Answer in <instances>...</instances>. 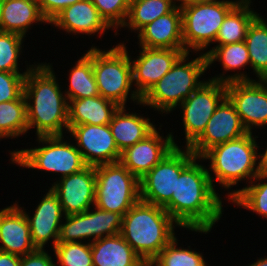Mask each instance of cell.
Wrapping results in <instances>:
<instances>
[{
    "label": "cell",
    "instance_id": "obj_41",
    "mask_svg": "<svg viewBox=\"0 0 267 266\" xmlns=\"http://www.w3.org/2000/svg\"><path fill=\"white\" fill-rule=\"evenodd\" d=\"M21 256L0 251V266H20Z\"/></svg>",
    "mask_w": 267,
    "mask_h": 266
},
{
    "label": "cell",
    "instance_id": "obj_39",
    "mask_svg": "<svg viewBox=\"0 0 267 266\" xmlns=\"http://www.w3.org/2000/svg\"><path fill=\"white\" fill-rule=\"evenodd\" d=\"M81 0H38L39 9L49 23L63 9Z\"/></svg>",
    "mask_w": 267,
    "mask_h": 266
},
{
    "label": "cell",
    "instance_id": "obj_42",
    "mask_svg": "<svg viewBox=\"0 0 267 266\" xmlns=\"http://www.w3.org/2000/svg\"><path fill=\"white\" fill-rule=\"evenodd\" d=\"M258 157H261L259 162L261 172L267 174V148L265 150V153L258 155Z\"/></svg>",
    "mask_w": 267,
    "mask_h": 266
},
{
    "label": "cell",
    "instance_id": "obj_20",
    "mask_svg": "<svg viewBox=\"0 0 267 266\" xmlns=\"http://www.w3.org/2000/svg\"><path fill=\"white\" fill-rule=\"evenodd\" d=\"M138 37L141 47L184 49L180 6L144 26Z\"/></svg>",
    "mask_w": 267,
    "mask_h": 266
},
{
    "label": "cell",
    "instance_id": "obj_30",
    "mask_svg": "<svg viewBox=\"0 0 267 266\" xmlns=\"http://www.w3.org/2000/svg\"><path fill=\"white\" fill-rule=\"evenodd\" d=\"M175 7L176 2L172 0H131L128 20L123 27L140 31L155 19L170 13Z\"/></svg>",
    "mask_w": 267,
    "mask_h": 266
},
{
    "label": "cell",
    "instance_id": "obj_17",
    "mask_svg": "<svg viewBox=\"0 0 267 266\" xmlns=\"http://www.w3.org/2000/svg\"><path fill=\"white\" fill-rule=\"evenodd\" d=\"M58 196L64 216L80 214L95 205L96 172L95 166H87L80 172L61 177L51 187Z\"/></svg>",
    "mask_w": 267,
    "mask_h": 266
},
{
    "label": "cell",
    "instance_id": "obj_21",
    "mask_svg": "<svg viewBox=\"0 0 267 266\" xmlns=\"http://www.w3.org/2000/svg\"><path fill=\"white\" fill-rule=\"evenodd\" d=\"M62 212L59 198L51 188L36 207L31 219L25 212L30 226L31 240L36 248L43 249L51 238L54 239L53 246L57 244L61 227L60 219L64 214Z\"/></svg>",
    "mask_w": 267,
    "mask_h": 266
},
{
    "label": "cell",
    "instance_id": "obj_12",
    "mask_svg": "<svg viewBox=\"0 0 267 266\" xmlns=\"http://www.w3.org/2000/svg\"><path fill=\"white\" fill-rule=\"evenodd\" d=\"M225 98L226 83L209 79L181 103L186 148L202 135L210 117Z\"/></svg>",
    "mask_w": 267,
    "mask_h": 266
},
{
    "label": "cell",
    "instance_id": "obj_11",
    "mask_svg": "<svg viewBox=\"0 0 267 266\" xmlns=\"http://www.w3.org/2000/svg\"><path fill=\"white\" fill-rule=\"evenodd\" d=\"M195 157L189 148L174 147L140 179V200L164 208L175 192L176 177Z\"/></svg>",
    "mask_w": 267,
    "mask_h": 266
},
{
    "label": "cell",
    "instance_id": "obj_1",
    "mask_svg": "<svg viewBox=\"0 0 267 266\" xmlns=\"http://www.w3.org/2000/svg\"><path fill=\"white\" fill-rule=\"evenodd\" d=\"M195 157L176 177L175 192L164 207L176 225L192 231L210 232L222 216V201L213 188V178Z\"/></svg>",
    "mask_w": 267,
    "mask_h": 266
},
{
    "label": "cell",
    "instance_id": "obj_27",
    "mask_svg": "<svg viewBox=\"0 0 267 266\" xmlns=\"http://www.w3.org/2000/svg\"><path fill=\"white\" fill-rule=\"evenodd\" d=\"M250 0H241L225 17L215 42L217 46L237 43L245 40L252 21L259 15L250 10Z\"/></svg>",
    "mask_w": 267,
    "mask_h": 266
},
{
    "label": "cell",
    "instance_id": "obj_4",
    "mask_svg": "<svg viewBox=\"0 0 267 266\" xmlns=\"http://www.w3.org/2000/svg\"><path fill=\"white\" fill-rule=\"evenodd\" d=\"M256 143L252 132H247L239 138L210 148L200 158L211 160L210 168L215 174V179L226 189L243 179H267V174L261 172L259 162L256 166Z\"/></svg>",
    "mask_w": 267,
    "mask_h": 266
},
{
    "label": "cell",
    "instance_id": "obj_25",
    "mask_svg": "<svg viewBox=\"0 0 267 266\" xmlns=\"http://www.w3.org/2000/svg\"><path fill=\"white\" fill-rule=\"evenodd\" d=\"M109 127L120 152L143 140L155 129L150 119L137 116L136 113H125V106L118 108Z\"/></svg>",
    "mask_w": 267,
    "mask_h": 266
},
{
    "label": "cell",
    "instance_id": "obj_43",
    "mask_svg": "<svg viewBox=\"0 0 267 266\" xmlns=\"http://www.w3.org/2000/svg\"><path fill=\"white\" fill-rule=\"evenodd\" d=\"M250 266H267V257L258 259L255 263L251 264Z\"/></svg>",
    "mask_w": 267,
    "mask_h": 266
},
{
    "label": "cell",
    "instance_id": "obj_31",
    "mask_svg": "<svg viewBox=\"0 0 267 266\" xmlns=\"http://www.w3.org/2000/svg\"><path fill=\"white\" fill-rule=\"evenodd\" d=\"M26 105L23 93L16 100L0 103V138L18 137L28 131Z\"/></svg>",
    "mask_w": 267,
    "mask_h": 266
},
{
    "label": "cell",
    "instance_id": "obj_38",
    "mask_svg": "<svg viewBox=\"0 0 267 266\" xmlns=\"http://www.w3.org/2000/svg\"><path fill=\"white\" fill-rule=\"evenodd\" d=\"M31 69L22 74L0 71V103L16 100L23 93L24 79Z\"/></svg>",
    "mask_w": 267,
    "mask_h": 266
},
{
    "label": "cell",
    "instance_id": "obj_23",
    "mask_svg": "<svg viewBox=\"0 0 267 266\" xmlns=\"http://www.w3.org/2000/svg\"><path fill=\"white\" fill-rule=\"evenodd\" d=\"M68 126L75 125H108L120 107L115 102L93 96L77 100H69Z\"/></svg>",
    "mask_w": 267,
    "mask_h": 266
},
{
    "label": "cell",
    "instance_id": "obj_48",
    "mask_svg": "<svg viewBox=\"0 0 267 266\" xmlns=\"http://www.w3.org/2000/svg\"><path fill=\"white\" fill-rule=\"evenodd\" d=\"M141 266H153L152 262H143Z\"/></svg>",
    "mask_w": 267,
    "mask_h": 266
},
{
    "label": "cell",
    "instance_id": "obj_13",
    "mask_svg": "<svg viewBox=\"0 0 267 266\" xmlns=\"http://www.w3.org/2000/svg\"><path fill=\"white\" fill-rule=\"evenodd\" d=\"M97 211H87L80 214L65 216L66 223L61 224L57 243L80 242L84 238L98 239L120 234L122 216L95 207ZM105 234V236H104ZM79 239V240H78Z\"/></svg>",
    "mask_w": 267,
    "mask_h": 266
},
{
    "label": "cell",
    "instance_id": "obj_8",
    "mask_svg": "<svg viewBox=\"0 0 267 266\" xmlns=\"http://www.w3.org/2000/svg\"><path fill=\"white\" fill-rule=\"evenodd\" d=\"M47 146L11 152L13 163L22 167L61 173V177L80 172L88 165L74 145L63 142V135L38 136ZM49 144V145H48Z\"/></svg>",
    "mask_w": 267,
    "mask_h": 266
},
{
    "label": "cell",
    "instance_id": "obj_36",
    "mask_svg": "<svg viewBox=\"0 0 267 266\" xmlns=\"http://www.w3.org/2000/svg\"><path fill=\"white\" fill-rule=\"evenodd\" d=\"M22 41L23 36L20 34L0 31V71L20 73L18 57Z\"/></svg>",
    "mask_w": 267,
    "mask_h": 266
},
{
    "label": "cell",
    "instance_id": "obj_16",
    "mask_svg": "<svg viewBox=\"0 0 267 266\" xmlns=\"http://www.w3.org/2000/svg\"><path fill=\"white\" fill-rule=\"evenodd\" d=\"M246 133L239 114L226 97L210 117L202 135L189 149L196 157H201L210 148L239 138Z\"/></svg>",
    "mask_w": 267,
    "mask_h": 266
},
{
    "label": "cell",
    "instance_id": "obj_5",
    "mask_svg": "<svg viewBox=\"0 0 267 266\" xmlns=\"http://www.w3.org/2000/svg\"><path fill=\"white\" fill-rule=\"evenodd\" d=\"M189 53H185L174 66L141 98L143 105L157 108L161 112H170L178 104L198 89L204 82L198 81L208 68L204 54L186 62Z\"/></svg>",
    "mask_w": 267,
    "mask_h": 266
},
{
    "label": "cell",
    "instance_id": "obj_15",
    "mask_svg": "<svg viewBox=\"0 0 267 266\" xmlns=\"http://www.w3.org/2000/svg\"><path fill=\"white\" fill-rule=\"evenodd\" d=\"M68 132L77 140L76 148L88 166L120 161L121 152L115 144L109 124L68 126Z\"/></svg>",
    "mask_w": 267,
    "mask_h": 266
},
{
    "label": "cell",
    "instance_id": "obj_37",
    "mask_svg": "<svg viewBox=\"0 0 267 266\" xmlns=\"http://www.w3.org/2000/svg\"><path fill=\"white\" fill-rule=\"evenodd\" d=\"M101 17L112 28L123 27L131 0H91ZM117 26V27H116Z\"/></svg>",
    "mask_w": 267,
    "mask_h": 266
},
{
    "label": "cell",
    "instance_id": "obj_34",
    "mask_svg": "<svg viewBox=\"0 0 267 266\" xmlns=\"http://www.w3.org/2000/svg\"><path fill=\"white\" fill-rule=\"evenodd\" d=\"M229 199L239 206L267 218V183H257L231 192Z\"/></svg>",
    "mask_w": 267,
    "mask_h": 266
},
{
    "label": "cell",
    "instance_id": "obj_22",
    "mask_svg": "<svg viewBox=\"0 0 267 266\" xmlns=\"http://www.w3.org/2000/svg\"><path fill=\"white\" fill-rule=\"evenodd\" d=\"M49 23L67 31L68 33L99 34L111 27L99 14L91 0H81L57 14Z\"/></svg>",
    "mask_w": 267,
    "mask_h": 266
},
{
    "label": "cell",
    "instance_id": "obj_9",
    "mask_svg": "<svg viewBox=\"0 0 267 266\" xmlns=\"http://www.w3.org/2000/svg\"><path fill=\"white\" fill-rule=\"evenodd\" d=\"M188 3L180 6L184 50L201 51L215 42L226 15L240 2Z\"/></svg>",
    "mask_w": 267,
    "mask_h": 266
},
{
    "label": "cell",
    "instance_id": "obj_2",
    "mask_svg": "<svg viewBox=\"0 0 267 266\" xmlns=\"http://www.w3.org/2000/svg\"><path fill=\"white\" fill-rule=\"evenodd\" d=\"M50 65L39 64L26 74L23 94L27 101L28 130L36 127L38 136L63 135L68 129V107ZM33 100L32 105L28 103Z\"/></svg>",
    "mask_w": 267,
    "mask_h": 266
},
{
    "label": "cell",
    "instance_id": "obj_33",
    "mask_svg": "<svg viewBox=\"0 0 267 266\" xmlns=\"http://www.w3.org/2000/svg\"><path fill=\"white\" fill-rule=\"evenodd\" d=\"M174 237L151 261L154 266H206L203 256L189 249H179Z\"/></svg>",
    "mask_w": 267,
    "mask_h": 266
},
{
    "label": "cell",
    "instance_id": "obj_45",
    "mask_svg": "<svg viewBox=\"0 0 267 266\" xmlns=\"http://www.w3.org/2000/svg\"><path fill=\"white\" fill-rule=\"evenodd\" d=\"M261 83L265 86V88L267 89V74L262 76L260 79Z\"/></svg>",
    "mask_w": 267,
    "mask_h": 266
},
{
    "label": "cell",
    "instance_id": "obj_35",
    "mask_svg": "<svg viewBox=\"0 0 267 266\" xmlns=\"http://www.w3.org/2000/svg\"><path fill=\"white\" fill-rule=\"evenodd\" d=\"M53 248L61 266H93L91 243H57Z\"/></svg>",
    "mask_w": 267,
    "mask_h": 266
},
{
    "label": "cell",
    "instance_id": "obj_28",
    "mask_svg": "<svg viewBox=\"0 0 267 266\" xmlns=\"http://www.w3.org/2000/svg\"><path fill=\"white\" fill-rule=\"evenodd\" d=\"M70 86L65 96L68 100H77L99 96L93 72L92 47L77 61L70 72Z\"/></svg>",
    "mask_w": 267,
    "mask_h": 266
},
{
    "label": "cell",
    "instance_id": "obj_14",
    "mask_svg": "<svg viewBox=\"0 0 267 266\" xmlns=\"http://www.w3.org/2000/svg\"><path fill=\"white\" fill-rule=\"evenodd\" d=\"M141 48L138 59L131 61L133 82H136L137 90L130 95L138 104L152 86L187 53L184 49Z\"/></svg>",
    "mask_w": 267,
    "mask_h": 266
},
{
    "label": "cell",
    "instance_id": "obj_32",
    "mask_svg": "<svg viewBox=\"0 0 267 266\" xmlns=\"http://www.w3.org/2000/svg\"><path fill=\"white\" fill-rule=\"evenodd\" d=\"M204 55L207 58L208 67L218 59L225 71L240 69L248 63L251 64L244 41L216 46Z\"/></svg>",
    "mask_w": 267,
    "mask_h": 266
},
{
    "label": "cell",
    "instance_id": "obj_19",
    "mask_svg": "<svg viewBox=\"0 0 267 266\" xmlns=\"http://www.w3.org/2000/svg\"><path fill=\"white\" fill-rule=\"evenodd\" d=\"M0 242V251L19 256L37 249L31 240L27 216L17 204L0 211Z\"/></svg>",
    "mask_w": 267,
    "mask_h": 266
},
{
    "label": "cell",
    "instance_id": "obj_24",
    "mask_svg": "<svg viewBox=\"0 0 267 266\" xmlns=\"http://www.w3.org/2000/svg\"><path fill=\"white\" fill-rule=\"evenodd\" d=\"M93 266H141L143 260L120 235L91 242Z\"/></svg>",
    "mask_w": 267,
    "mask_h": 266
},
{
    "label": "cell",
    "instance_id": "obj_10",
    "mask_svg": "<svg viewBox=\"0 0 267 266\" xmlns=\"http://www.w3.org/2000/svg\"><path fill=\"white\" fill-rule=\"evenodd\" d=\"M211 80L226 83V97L234 105L247 132H252L251 126L267 125V89L260 80H251L244 73L220 75Z\"/></svg>",
    "mask_w": 267,
    "mask_h": 266
},
{
    "label": "cell",
    "instance_id": "obj_46",
    "mask_svg": "<svg viewBox=\"0 0 267 266\" xmlns=\"http://www.w3.org/2000/svg\"><path fill=\"white\" fill-rule=\"evenodd\" d=\"M176 1H180L181 2L180 6H183V5L188 4V3H193V0H176Z\"/></svg>",
    "mask_w": 267,
    "mask_h": 266
},
{
    "label": "cell",
    "instance_id": "obj_7",
    "mask_svg": "<svg viewBox=\"0 0 267 266\" xmlns=\"http://www.w3.org/2000/svg\"><path fill=\"white\" fill-rule=\"evenodd\" d=\"M93 72L100 96L125 106L133 83L132 65L124 44L102 51L92 47Z\"/></svg>",
    "mask_w": 267,
    "mask_h": 266
},
{
    "label": "cell",
    "instance_id": "obj_18",
    "mask_svg": "<svg viewBox=\"0 0 267 266\" xmlns=\"http://www.w3.org/2000/svg\"><path fill=\"white\" fill-rule=\"evenodd\" d=\"M156 128L143 140L121 152L120 162L139 180L157 165L177 144L171 134L162 140Z\"/></svg>",
    "mask_w": 267,
    "mask_h": 266
},
{
    "label": "cell",
    "instance_id": "obj_29",
    "mask_svg": "<svg viewBox=\"0 0 267 266\" xmlns=\"http://www.w3.org/2000/svg\"><path fill=\"white\" fill-rule=\"evenodd\" d=\"M244 42L251 66L260 79L267 74V23L259 15L249 26Z\"/></svg>",
    "mask_w": 267,
    "mask_h": 266
},
{
    "label": "cell",
    "instance_id": "obj_3",
    "mask_svg": "<svg viewBox=\"0 0 267 266\" xmlns=\"http://www.w3.org/2000/svg\"><path fill=\"white\" fill-rule=\"evenodd\" d=\"M173 222L163 207L139 200L122 216L120 235L144 262H151L175 237Z\"/></svg>",
    "mask_w": 267,
    "mask_h": 266
},
{
    "label": "cell",
    "instance_id": "obj_6",
    "mask_svg": "<svg viewBox=\"0 0 267 266\" xmlns=\"http://www.w3.org/2000/svg\"><path fill=\"white\" fill-rule=\"evenodd\" d=\"M95 207L123 216L140 200V180L120 161L95 166Z\"/></svg>",
    "mask_w": 267,
    "mask_h": 266
},
{
    "label": "cell",
    "instance_id": "obj_44",
    "mask_svg": "<svg viewBox=\"0 0 267 266\" xmlns=\"http://www.w3.org/2000/svg\"><path fill=\"white\" fill-rule=\"evenodd\" d=\"M217 2H225L223 1H217V0H193V3H217Z\"/></svg>",
    "mask_w": 267,
    "mask_h": 266
},
{
    "label": "cell",
    "instance_id": "obj_47",
    "mask_svg": "<svg viewBox=\"0 0 267 266\" xmlns=\"http://www.w3.org/2000/svg\"><path fill=\"white\" fill-rule=\"evenodd\" d=\"M3 3H4V0H0V23H1V18H2Z\"/></svg>",
    "mask_w": 267,
    "mask_h": 266
},
{
    "label": "cell",
    "instance_id": "obj_40",
    "mask_svg": "<svg viewBox=\"0 0 267 266\" xmlns=\"http://www.w3.org/2000/svg\"><path fill=\"white\" fill-rule=\"evenodd\" d=\"M20 266H56L51 256L44 249L37 248L35 251L21 256Z\"/></svg>",
    "mask_w": 267,
    "mask_h": 266
},
{
    "label": "cell",
    "instance_id": "obj_26",
    "mask_svg": "<svg viewBox=\"0 0 267 266\" xmlns=\"http://www.w3.org/2000/svg\"><path fill=\"white\" fill-rule=\"evenodd\" d=\"M47 22L35 0H4L0 31L26 35L34 22Z\"/></svg>",
    "mask_w": 267,
    "mask_h": 266
}]
</instances>
